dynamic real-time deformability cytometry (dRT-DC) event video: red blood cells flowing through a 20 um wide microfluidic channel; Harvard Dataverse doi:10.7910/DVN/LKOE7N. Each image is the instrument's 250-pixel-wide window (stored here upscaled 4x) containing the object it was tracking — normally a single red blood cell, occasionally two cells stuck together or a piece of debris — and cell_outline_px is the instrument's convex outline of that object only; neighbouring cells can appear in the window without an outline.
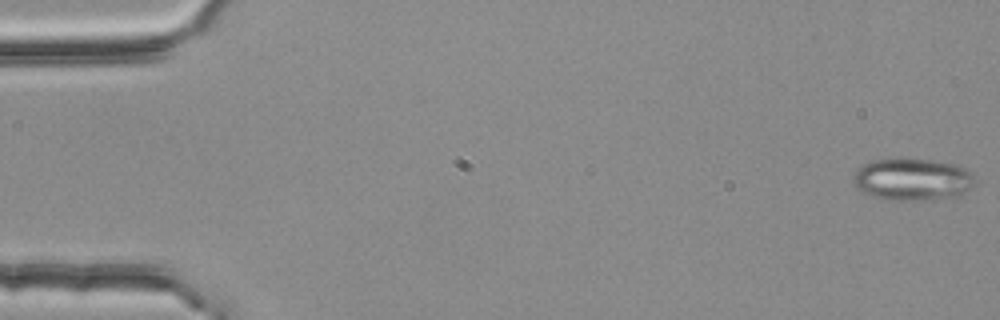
{"species": "common noctule bat (a hibernating species)", "species_latin": "Nyctalus noctula", "temperature_condition": "room temperature", "stored_images_in_passage": 6, "segment_of_instrument_passage": [1, 2], "camera_frame_rate_fps": 3000, "um_per_image_px": 0.085, "animal": {"sex": "female", "body_mass_g": 25.1}, "frame": {"image": 1, "passage_image": 1, "time_ms": 0.0, "image_size_px": [1000, 320], "cell_outline_px": [[972, 184], [964, 192], [956, 196], [912, 200], [888, 200], [872, 196], [864, 192], [852, 180], [852, 176], [864, 164], [872, 160], [896, 156], [900, 156], [928, 160], [952, 164], [964, 168], [972, 176]], "centroid_in_image_um": [77.47, 15.21], "position_along_channel_um": 7.5, "area_um2": 29.54}}